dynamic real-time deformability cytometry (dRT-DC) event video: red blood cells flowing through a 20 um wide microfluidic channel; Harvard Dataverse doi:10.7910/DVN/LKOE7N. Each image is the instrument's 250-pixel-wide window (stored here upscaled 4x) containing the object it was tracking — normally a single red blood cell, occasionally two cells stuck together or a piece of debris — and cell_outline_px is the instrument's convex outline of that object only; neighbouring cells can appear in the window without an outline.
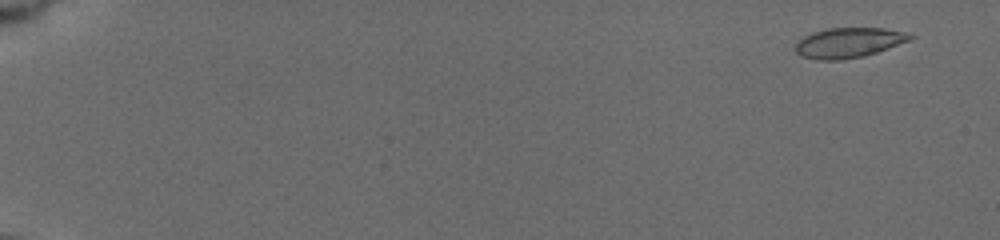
{"species": "common noctule bat (a hibernating species)", "species_latin": "Nyctalus noctula", "temperature_condition": "cold", "stored_images_in_passage": 26, "camera_frame_rate_fps": 3000, "um_per_image_px": 0.085, "animal": {"sex": "female", "body_mass_g": 19.5, "forearm_length_mm": 54.1}, "frame": {"image": 1, "passage_image": 9, "time_ms": 1.0, "image_size_px": [1000, 240], "cell_outline_px": [[916, 36], [908, 40], [888, 48], [864, 56], [840, 60], [816, 60], [800, 56], [796, 52], [796, 40], [812, 32], [828, 28], [884, 28], [904, 32]], "centroid_in_image_um": [72.08, 3.63], "position_along_channel_um": 12.9, "area_um2": 20.06}}